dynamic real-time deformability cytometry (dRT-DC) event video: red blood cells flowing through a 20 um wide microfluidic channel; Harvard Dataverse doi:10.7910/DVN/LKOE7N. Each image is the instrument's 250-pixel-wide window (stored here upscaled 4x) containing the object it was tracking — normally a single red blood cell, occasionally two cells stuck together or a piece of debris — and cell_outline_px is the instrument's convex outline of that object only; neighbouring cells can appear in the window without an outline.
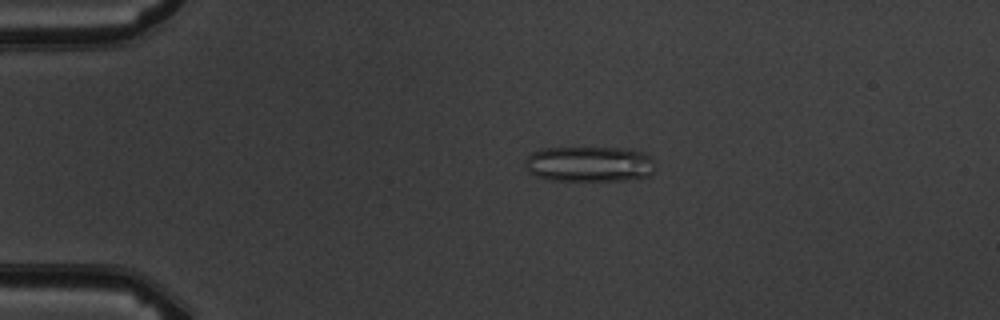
{"species": "common noctule bat (a hibernating species)", "species_latin": "Nyctalus noctula", "temperature_condition": "warm", "stored_images_in_passage": 4, "camera_frame_rate_fps": 3000, "um_per_image_px": 0.085, "animal": {"sex": "male", "body_mass_g": 19.5, "forearm_length_mm": 54.6}, "frame": {"image": 1, "passage_image": 3, "time_ms": 2.333, "image_size_px": [1000, 320], "cell_outline_px": [[652, 172], [648, 176], [628, 180], [548, 180], [536, 176], [528, 172], [528, 156], [532, 152], [544, 148], [628, 148], [644, 152], [652, 160]], "centroid_in_image_um": [50.1, 13.94], "position_along_channel_um": 34.9, "area_um2": 26.65}}